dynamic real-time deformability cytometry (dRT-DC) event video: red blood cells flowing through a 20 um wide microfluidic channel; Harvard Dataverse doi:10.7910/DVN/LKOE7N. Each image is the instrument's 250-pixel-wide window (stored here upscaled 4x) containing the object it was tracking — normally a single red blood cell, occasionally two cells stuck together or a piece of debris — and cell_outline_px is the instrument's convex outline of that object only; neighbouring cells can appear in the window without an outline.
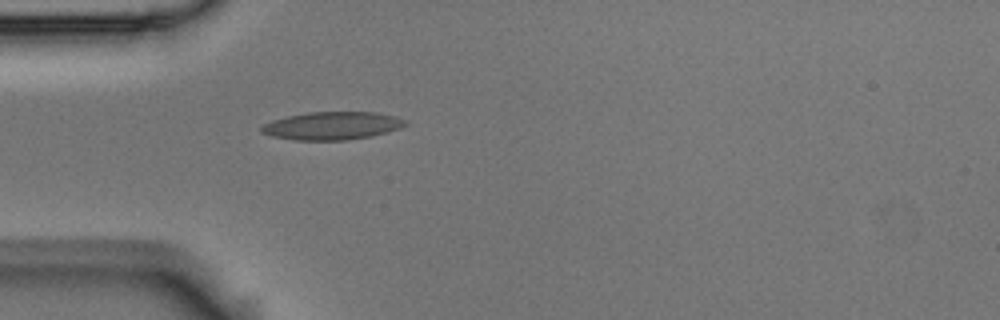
{"species": "Egyptian fruit bat (a non-hibernating species)", "species_latin": "Rousettus aegyptiacus", "temperature_condition": "room temperature", "stored_images_in_passage": 1, "camera_frame_rate_fps": 3000, "um_per_image_px": 0.085, "animal": {"sex": "male"}, "frame": {"image": 1, "passage_image": 1, "time_ms": 0.0, "image_size_px": [1000, 320], "cell_outline_px": [[408, 124], [400, 128], [388, 132], [368, 136], [344, 140], [296, 140], [272, 136], [260, 132], [260, 128], [264, 124], [272, 120], [288, 116], [308, 112], [376, 112], [396, 116], [408, 120]], "centroid_in_image_um": [28.25, 10.68], "position_along_channel_um": 56.7, "area_um2": 23.41}}